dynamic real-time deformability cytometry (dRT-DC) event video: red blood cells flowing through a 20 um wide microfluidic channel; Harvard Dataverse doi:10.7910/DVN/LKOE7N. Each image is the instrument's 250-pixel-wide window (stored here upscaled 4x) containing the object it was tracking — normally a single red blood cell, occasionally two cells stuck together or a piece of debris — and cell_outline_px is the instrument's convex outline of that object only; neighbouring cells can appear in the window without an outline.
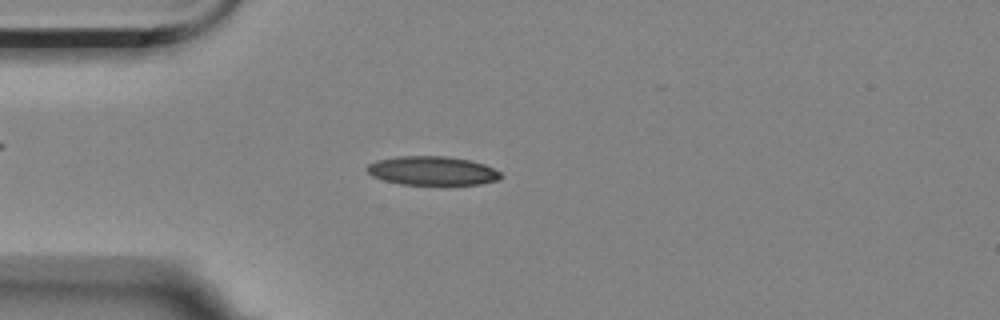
{"species": "Egyptian fruit bat (a non-hibernating species)", "species_latin": "Rousettus aegyptiacus", "temperature_condition": "room temperature", "stored_images_in_passage": 56, "camera_frame_rate_fps": 3000, "um_per_image_px": 0.085, "animal": {"sex": "female"}, "frame": {"image": 1, "passage_image": 14, "time_ms": 4.333, "image_size_px": [1000, 320], "cell_outline_px": [[504, 176], [500, 180], [480, 184], [400, 184], [384, 180], [372, 176], [364, 168], [368, 164], [380, 160], [400, 156], [448, 156], [472, 160], [484, 164], [500, 172]], "centroid_in_image_um": [36.78, 14.51], "position_along_channel_um": 48.2, "area_um2": 22.54}}
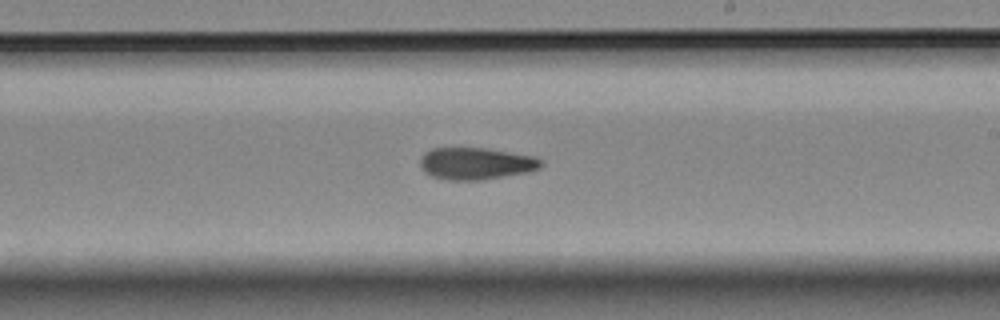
{"frame": {"image": 2, "passage_image": 32, "time_ms": 10.333, "image_size_px": [1000, 320], "cell_outline_px": [[544, 164], [540, 168], [528, 172], [480, 180], [448, 180], [432, 176], [424, 172], [420, 168], [420, 156], [424, 152], [432, 148], [484, 148], [536, 156], [544, 160]], "centroid_in_image_um": [40.46, 13.89], "position_along_channel_um": 248.5, "area_um2": 22.77}}
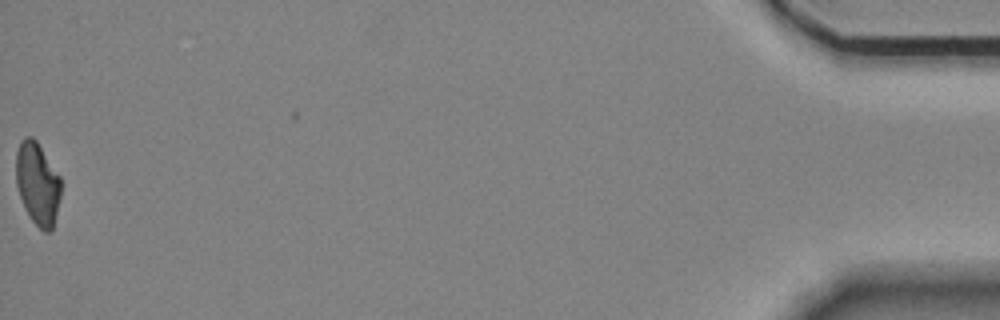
{"frame": {"image": 3, "passage_image": 56, "time_ms": 18.333, "image_size_px": [1000, 320], "cell_outline_px": [[60, 196], [52, 228], [48, 232], [44, 232], [32, 220], [24, 208], [16, 184], [16, 152], [20, 140], [24, 136], [32, 136], [36, 140], [60, 176]], "centroid_in_image_um": [3.17, 15.57], "position_along_channel_um": 432.0, "area_um2": 21.44}, "authors_computed_cell_mechanics": {"area_um2": 22.4553, "velocity_mm_per_s": 3.5218, "shape_relaxation_time_tau1_ms": null, "shape_relaxation_time_tau2_ms": 8.9525, "deformation_change_tau1": null, "deformation_change_tau2": 0.1719}}